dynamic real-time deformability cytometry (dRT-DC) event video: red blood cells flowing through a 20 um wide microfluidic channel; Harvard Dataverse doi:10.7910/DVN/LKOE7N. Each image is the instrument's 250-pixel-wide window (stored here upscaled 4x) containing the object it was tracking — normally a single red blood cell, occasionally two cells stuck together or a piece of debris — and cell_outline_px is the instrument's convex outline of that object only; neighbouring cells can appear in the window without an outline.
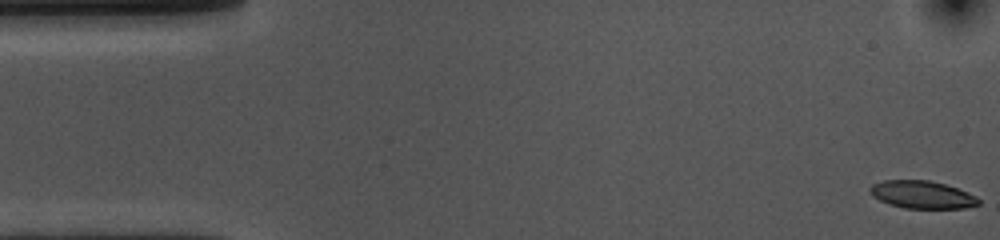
{"species": "common noctule bat (a hibernating species)", "species_latin": "Nyctalus noctula", "temperature_condition": "cold", "stored_images_in_passage": 53, "camera_frame_rate_fps": 3000, "um_per_image_px": 0.085, "animal": {"sex": "female", "body_mass_g": 10.0, "forearm_length_mm": 53.1}, "frame": {"image": 1, "passage_image": 1, "time_ms": 0.0, "image_size_px": [1000, 240], "cell_outline_px": [[980, 204], [964, 208], [904, 208], [888, 204], [872, 196], [868, 188], [872, 184], [884, 180], [928, 180], [944, 184], [968, 192], [976, 196], [980, 200]], "centroid_in_image_um": [78.36, 16.54], "position_along_channel_um": 6.6, "area_um2": 17.51}}
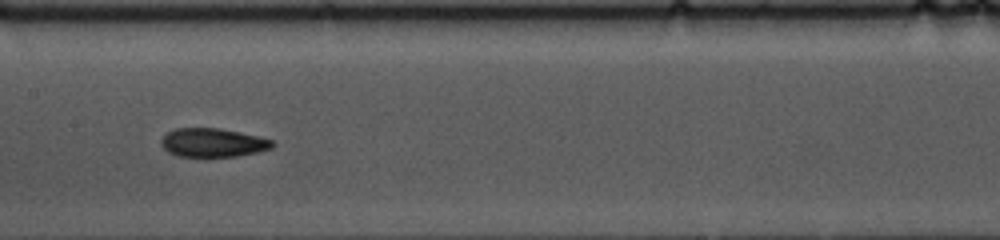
{"frame": {"image": 2, "passage_image": 26, "time_ms": 8.333, "image_size_px": [1000, 240], "cell_outline_px": [[276, 144], [272, 148], [256, 152], [236, 156], [180, 156], [168, 152], [160, 144], [160, 140], [168, 132], [176, 128], [220, 128], [240, 132], [272, 140]], "centroid_in_image_um": [18.09, 12.12], "position_along_channel_um": 189.3, "area_um2": 18.44}}
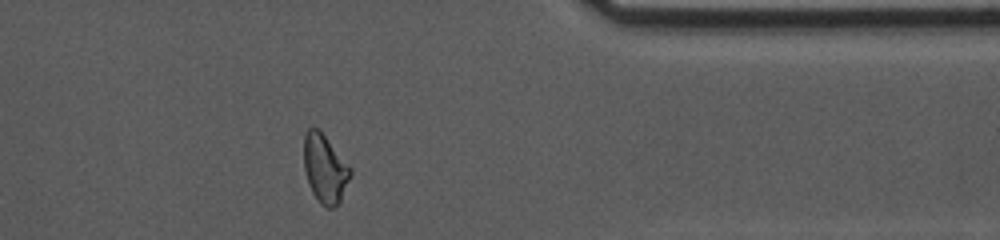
{"frame": {"image": 3, "passage_image": 44, "time_ms": 14.333, "image_size_px": [1000, 240], "cell_outline_px": [[352, 172], [340, 200], [332, 208], [328, 208], [320, 204], [312, 192], [308, 184], [304, 168], [304, 136], [308, 128], [316, 128], [324, 136], [352, 168]], "centroid_in_image_um": [27.6, 14.35], "position_along_channel_um": 383.8, "area_um2": 18.21}, "authors_computed_cell_mechanics": {"area_um2": 18.9006, "velocity_mm_per_s": 3.5767, "shape_relaxation_time_tau1_ms": 8.1016, "shape_relaxation_time_tau2_ms": 2.4663, "deformation_change_tau1": 0.1529, "deformation_change_tau2": 0.0865}}